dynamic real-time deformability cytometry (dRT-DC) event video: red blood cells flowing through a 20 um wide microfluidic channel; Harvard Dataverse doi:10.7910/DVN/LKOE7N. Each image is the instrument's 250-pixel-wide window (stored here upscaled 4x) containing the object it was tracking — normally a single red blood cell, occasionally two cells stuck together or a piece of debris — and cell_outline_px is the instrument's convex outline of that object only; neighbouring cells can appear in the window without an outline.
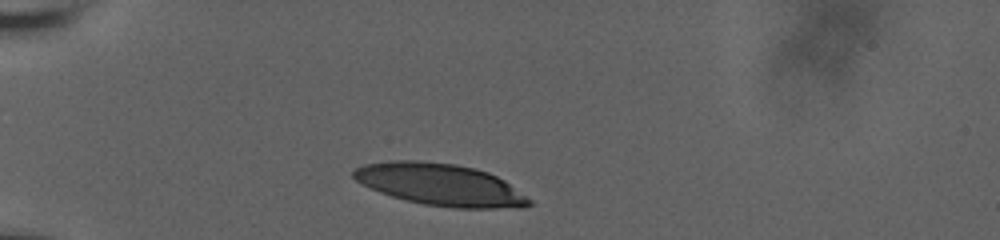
{"species": "human", "species_latin": "Homo sapiens", "temperature_condition": "room temperature", "stored_images_in_passage": 3, "camera_frame_rate_fps": 3000, "um_per_image_px": 0.085, "donor": {"sex": "male"}, "frame": {"image": 1, "passage_image": 1, "time_ms": 0.0, "image_size_px": [1000, 240], "cell_outline_px": [[532, 204], [524, 208], [456, 208], [424, 204], [392, 196], [380, 192], [356, 180], [352, 176], [352, 172], [356, 168], [364, 164], [392, 160], [416, 160], [456, 164], [476, 168], [488, 172], [504, 180], [532, 200]], "centroid_in_image_um": [37.46, 15.69], "position_along_channel_um": 47.5, "area_um2": 42.83}}
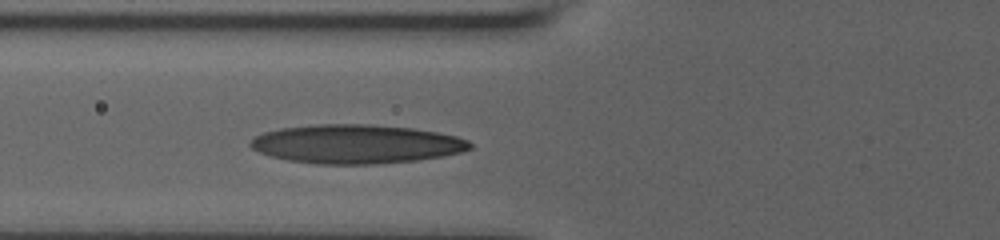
{"frame": {"image": 2, "passage_image": 3, "time_ms": 2.333, "image_size_px": [1000, 240], "cell_outline_px": [[472, 148], [460, 152], [444, 156], [416, 160], [376, 164], [316, 164], [288, 160], [272, 156], [260, 152], [252, 148], [248, 144], [256, 136], [264, 132], [280, 128], [316, 124], [372, 124], [412, 128], [436, 132], [456, 136], [468, 140], [472, 144]], "centroid_in_image_um": [30.29, 12.24], "position_along_channel_um": 95.5, "area_um2": 49.77}}